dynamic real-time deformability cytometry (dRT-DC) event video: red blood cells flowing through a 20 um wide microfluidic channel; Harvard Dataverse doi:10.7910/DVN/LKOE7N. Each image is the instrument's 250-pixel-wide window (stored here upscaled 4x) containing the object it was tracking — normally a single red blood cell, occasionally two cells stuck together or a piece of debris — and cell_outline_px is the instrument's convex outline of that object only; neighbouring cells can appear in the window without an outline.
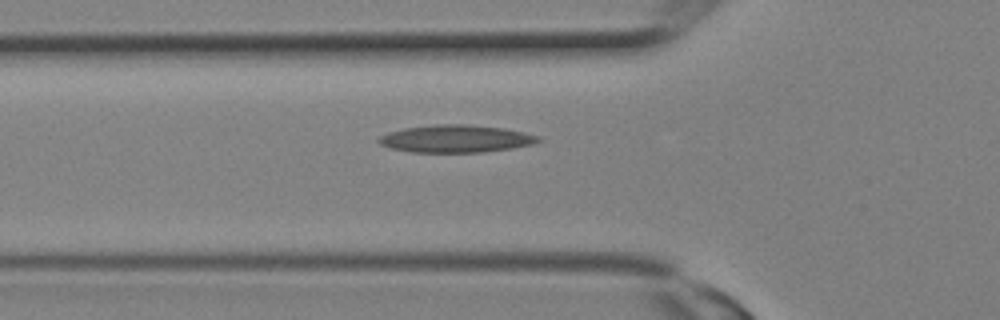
{"species": "Egyptian fruit bat (a non-hibernating species)", "species_latin": "Rousettus aegyptiacus", "temperature_condition": "room temperature", "stored_images_in_passage": 4, "camera_frame_rate_fps": 3000, "um_per_image_px": 0.085, "animal": {"sex": "female"}, "frame": {"image": 1, "passage_image": 4, "time_ms": 1.0, "image_size_px": [1000, 320], "cell_outline_px": [[544, 140], [536, 144], [512, 148], [484, 152], [412, 152], [392, 148], [380, 144], [376, 140], [380, 136], [388, 132], [404, 128], [436, 124], [468, 124], [504, 128], [524, 132], [540, 136]], "centroid_in_image_um": [38.8, 11.79], "position_along_channel_um": 87.0, "area_um2": 25.78}}